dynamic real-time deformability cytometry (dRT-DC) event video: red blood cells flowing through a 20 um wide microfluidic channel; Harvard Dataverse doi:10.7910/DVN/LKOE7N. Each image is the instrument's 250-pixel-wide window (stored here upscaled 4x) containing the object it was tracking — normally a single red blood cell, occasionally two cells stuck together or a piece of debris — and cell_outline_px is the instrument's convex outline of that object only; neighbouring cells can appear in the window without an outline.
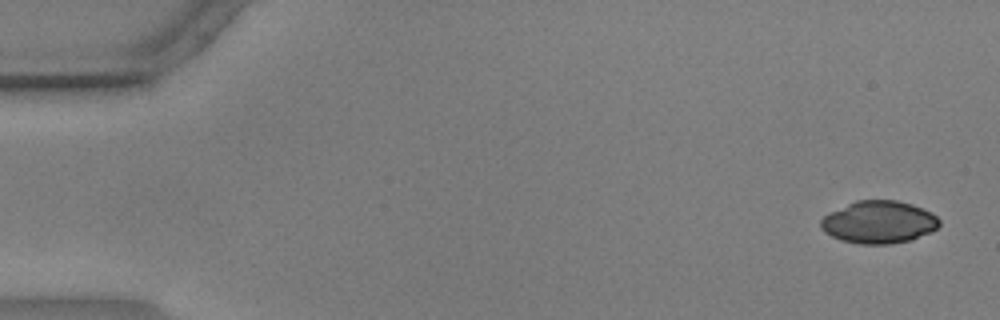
{"species": "common noctule bat (a hibernating species)", "species_latin": "Nyctalus noctula", "temperature_condition": "warm", "stored_images_in_passage": 56, "camera_frame_rate_fps": 3000, "um_per_image_px": 0.085, "animal": {"sex": "male", "body_mass_g": 17.9, "forearm_length_mm": 54.2}, "frame": {"image": 1, "passage_image": 3, "time_ms": 0.667, "image_size_px": [1000, 320], "cell_outline_px": [[940, 224], [932, 232], [912, 240], [892, 244], [860, 244], [840, 240], [824, 232], [820, 228], [820, 220], [828, 212], [856, 200], [896, 200], [912, 204], [932, 212], [940, 220]], "centroid_in_image_um": [74.7, 18.88], "position_along_channel_um": 10.3, "area_um2": 29.71}}
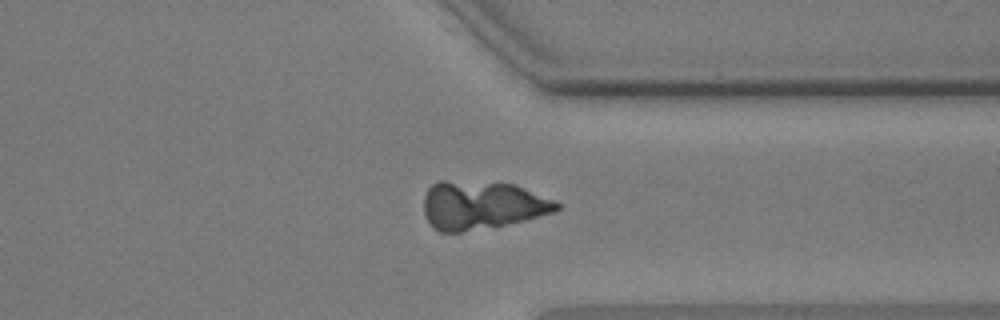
{"frame": {"image": 2, "passage_image": 44, "time_ms": 14.333, "image_size_px": [1000, 320], "cell_outline_px": [[560, 208], [556, 212], [524, 220], [504, 224], [460, 232], [440, 232], [432, 228], [424, 212], [424, 196], [428, 188], [432, 184], [440, 180], [444, 180], [512, 184], [556, 200], [560, 204]], "centroid_in_image_um": [40.95, 17.44], "position_along_channel_um": 370.4, "area_um2": 37.17}}
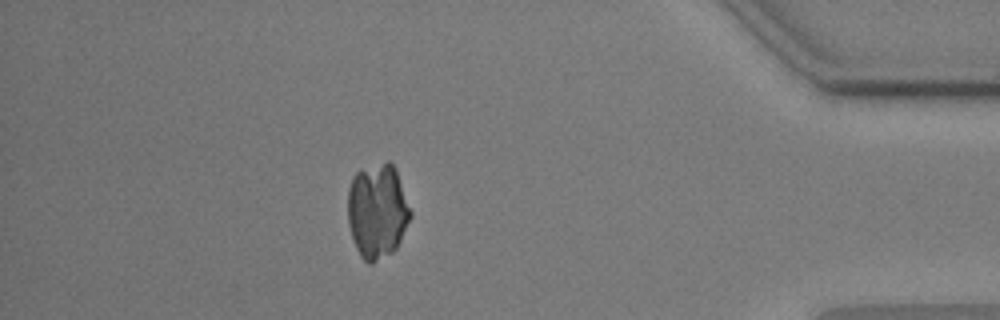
{"frame": {"image": 3, "passage_image": 50, "time_ms": 16.333, "image_size_px": [1000, 320], "cell_outline_px": [[412, 216], [396, 248], [392, 252], [372, 264], [368, 264], [360, 256], [356, 248], [348, 224], [348, 188], [352, 176], [356, 172], [388, 160], [396, 168], [412, 212]], "centroid_in_image_um": [32.08, 17.94], "position_along_channel_um": 403.1, "area_um2": 34.8}}